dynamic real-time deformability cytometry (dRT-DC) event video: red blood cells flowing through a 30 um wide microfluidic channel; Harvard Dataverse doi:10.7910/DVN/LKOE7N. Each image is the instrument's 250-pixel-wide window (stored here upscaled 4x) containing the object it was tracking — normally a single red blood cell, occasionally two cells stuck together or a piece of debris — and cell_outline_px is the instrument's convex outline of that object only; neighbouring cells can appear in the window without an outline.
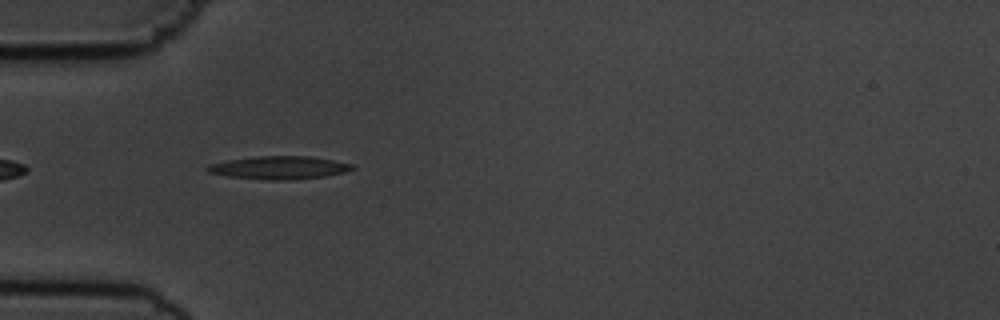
{"species": "common noctule bat (a hibernating species)", "species_latin": "Nyctalus noctula", "temperature_condition": "cold", "stored_images_in_passage": 41, "camera_frame_rate_fps": 3000, "um_per_image_px": 0.085, "animal": {"sex": "male", "body_mass_g": 19.5, "forearm_length_mm": 54.6}, "frame": {"image": 1, "passage_image": 3, "time_ms": 0.667, "image_size_px": [1000, 320], "cell_outline_px": [[356, 168], [344, 172], [324, 176], [296, 180], [268, 180], [228, 176], [208, 172], [204, 168], [208, 164], [228, 160], [256, 156], [312, 156], [356, 164]], "centroid_in_image_um": [23.76, 14.25], "position_along_channel_um": 61.2, "area_um2": 19.65}}
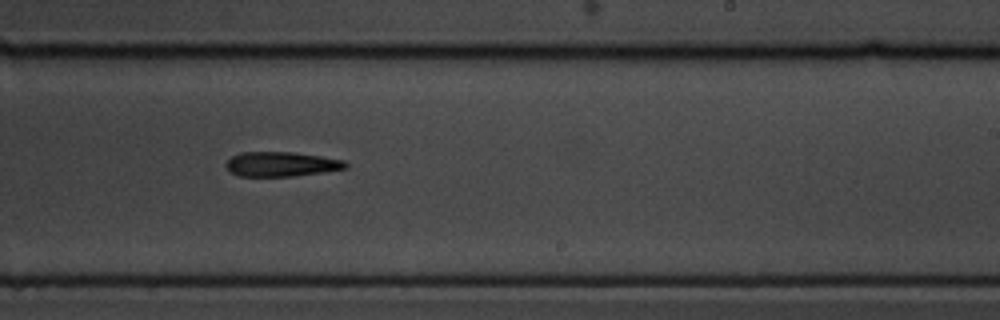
{"frame": {"image": 2, "passage_image": 20, "time_ms": 6.333, "image_size_px": [1000, 320], "cell_outline_px": [[348, 168], [324, 172], [292, 176], [240, 176], [232, 172], [224, 164], [232, 156], [240, 152], [292, 152], [320, 156], [344, 160], [348, 164]], "centroid_in_image_um": [23.93, 13.95], "position_along_channel_um": 265.1, "area_um2": 17.11}}
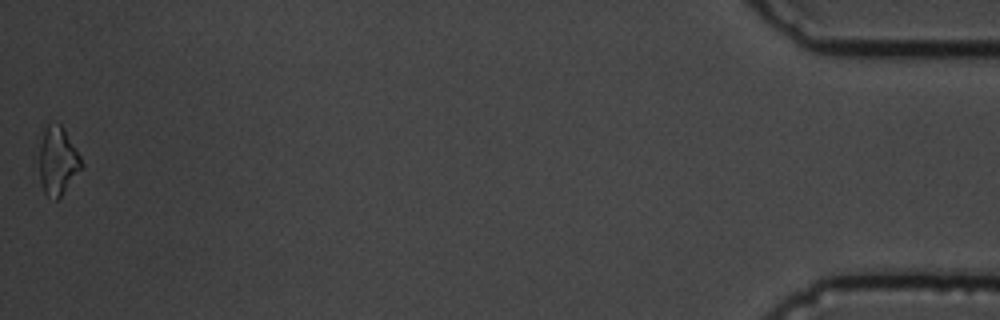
{"frame": {"image": 3, "passage_image": 41, "time_ms": 13.333, "image_size_px": [1000, 320], "cell_outline_px": [[84, 164], [60, 196], [56, 200], [44, 192], [40, 184], [40, 144], [44, 132], [48, 124], [60, 124], [64, 128], [76, 148]], "centroid_in_image_um": [4.91, 13.66], "position_along_channel_um": 430.3, "area_um2": 16.3}, "authors_computed_cell_mechanics": {"area_um2": 17.1088, "velocity_mm_per_s": 3.6617, "shape_relaxation_time_tau1_ms": 7.0954, "shape_relaxation_time_tau2_ms": null, "deformation_change_tau1": 0.1365, "deformation_change_tau2": null}}